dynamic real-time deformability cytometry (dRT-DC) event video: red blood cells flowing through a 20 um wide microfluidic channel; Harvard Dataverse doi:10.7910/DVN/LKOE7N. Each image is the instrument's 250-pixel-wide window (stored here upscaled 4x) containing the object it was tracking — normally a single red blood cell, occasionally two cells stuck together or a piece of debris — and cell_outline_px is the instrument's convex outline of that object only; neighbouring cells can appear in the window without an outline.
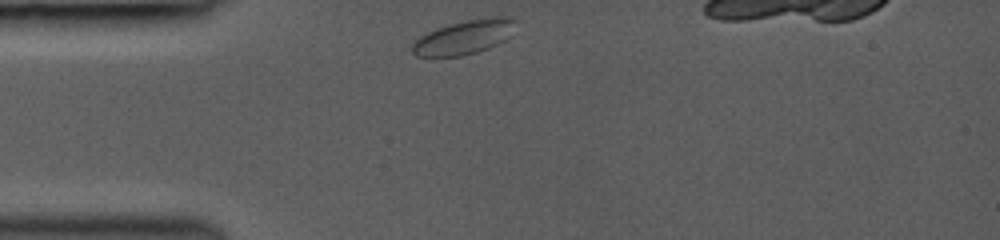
{"species": "common noctule bat (a hibernating species)", "species_latin": "Nyctalus noctula", "temperature_condition": "room temperature", "stored_images_in_passage": 49, "segment_of_instrument_passage": [1, 2], "camera_frame_rate_fps": 3000, "um_per_image_px": 0.085, "animal": {"sex": "female", "body_mass_g": 19.0, "forearm_length_mm": 53.3}, "frame": {"image": 1, "passage_image": 1, "time_ms": 0.0, "image_size_px": [1000, 240], "cell_outline_px": [[516, 20], [512, 36], [488, 48], [476, 52], [460, 56], [416, 56], [412, 52], [412, 44], [420, 36], [436, 28], [448, 24], [468, 20], [496, 16], [512, 16]], "centroid_in_image_um": [39.49, 3.14], "position_along_channel_um": 45.5, "area_um2": 20.58}}
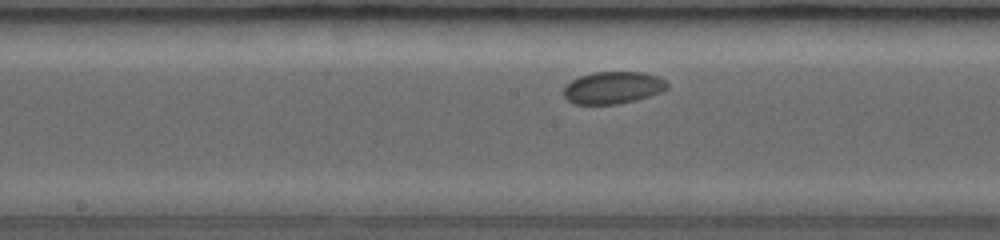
{"frame": {"image": 2, "passage_image": 23, "time_ms": 4.333, "image_size_px": [1000, 240], "cell_outline_px": [[668, 88], [660, 92], [636, 100], [616, 104], [572, 104], [560, 92], [564, 84], [580, 76], [592, 72], [644, 72], [656, 76], [664, 80], [668, 84]], "centroid_in_image_um": [52.03, 7.45], "position_along_channel_um": 196.2, "area_um2": 19.59}}
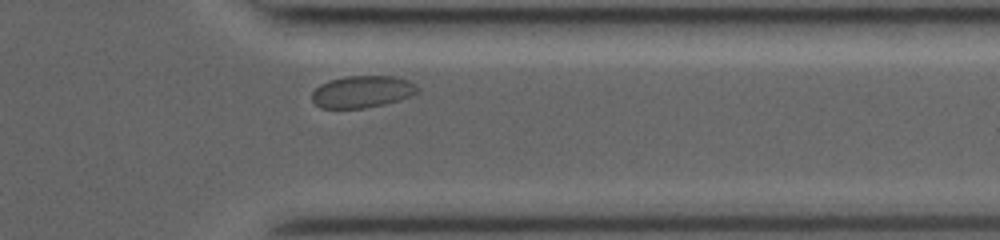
{"frame": {"image": 3, "passage_image": 44, "time_ms": 9.0, "image_size_px": [1000, 240], "cell_outline_px": [[420, 92], [412, 96], [400, 100], [384, 104], [364, 108], [320, 108], [312, 100], [312, 92], [320, 84], [328, 80], [344, 76], [392, 76], [408, 80], [416, 84], [420, 88]], "centroid_in_image_um": [30.82, 7.79], "position_along_channel_um": 380.6, "area_um2": 19.94}}